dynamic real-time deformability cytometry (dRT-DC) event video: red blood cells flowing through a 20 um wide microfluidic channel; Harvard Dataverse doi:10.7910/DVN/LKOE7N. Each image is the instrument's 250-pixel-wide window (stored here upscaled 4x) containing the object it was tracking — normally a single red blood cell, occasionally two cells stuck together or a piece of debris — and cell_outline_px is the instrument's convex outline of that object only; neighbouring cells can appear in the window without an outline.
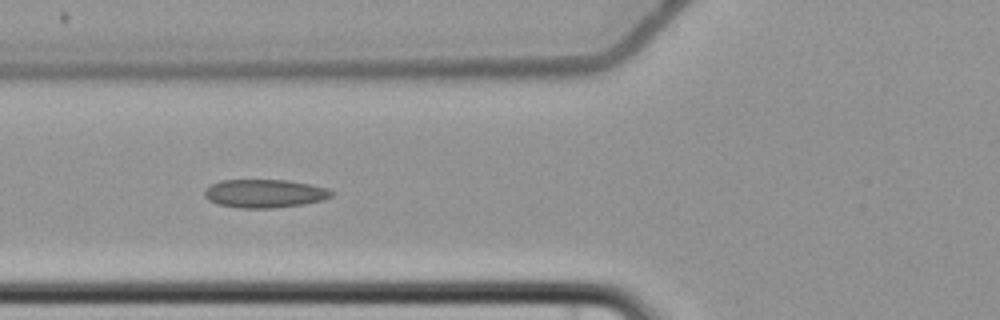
{"species": "common noctule bat (a hibernating species)", "species_latin": "Nyctalus noctula", "temperature_condition": "cold", "stored_images_in_passage": 7, "camera_frame_rate_fps": 3000, "um_per_image_px": 0.085, "animal": {"sex": "female", "body_mass_g": 22.7, "forearm_length_mm": 54.2}, "frame": {"image": 1, "passage_image": 6, "time_ms": 7.0, "image_size_px": [1000, 320], "cell_outline_px": [[336, 192], [332, 196], [324, 200], [304, 204], [272, 208], [240, 208], [220, 204], [208, 200], [204, 196], [204, 192], [212, 184], [220, 180], [288, 180], [328, 188]], "centroid_in_image_um": [22.54, 16.45], "position_along_channel_um": 103.3, "area_um2": 20.98}}
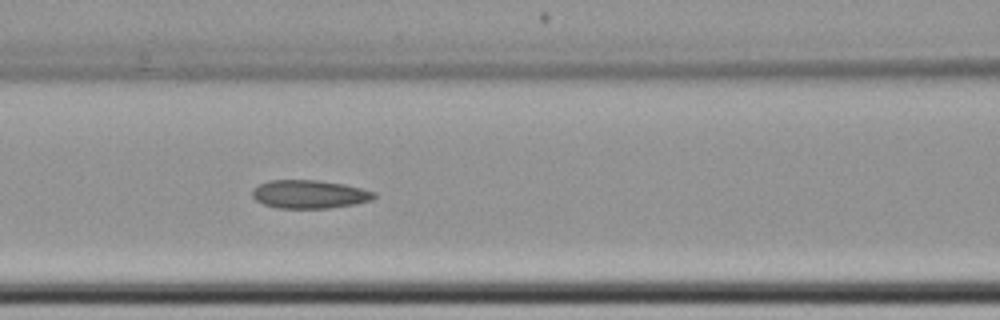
{"frame": {"image": 2, "passage_image": 7, "time_ms": 8.0, "image_size_px": [1000, 320], "cell_outline_px": [[376, 196], [372, 200], [352, 204], [328, 208], [276, 208], [264, 204], [256, 200], [252, 196], [252, 188], [268, 180], [320, 180], [344, 184], [376, 192]], "centroid_in_image_um": [26.28, 16.5], "position_along_channel_um": 140.3, "area_um2": 20.11}}